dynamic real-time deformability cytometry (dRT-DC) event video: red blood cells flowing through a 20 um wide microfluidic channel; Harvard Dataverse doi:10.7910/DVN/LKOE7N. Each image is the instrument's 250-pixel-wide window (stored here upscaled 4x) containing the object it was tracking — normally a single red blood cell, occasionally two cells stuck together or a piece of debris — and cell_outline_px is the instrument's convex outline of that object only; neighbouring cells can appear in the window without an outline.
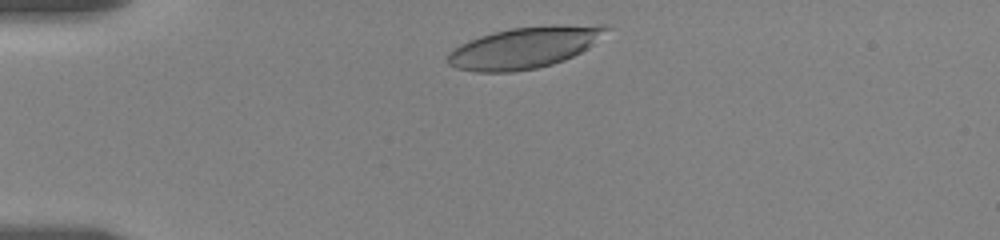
{"species": "human", "species_latin": "Homo sapiens", "temperature_condition": "room temperature", "stored_images_in_passage": 4, "camera_frame_rate_fps": 3000, "um_per_image_px": 0.085, "donor": {"sex": "female"}, "frame": {"image": 1, "passage_image": 2, "time_ms": 0.667, "image_size_px": [1000, 240], "cell_outline_px": [[612, 28], [588, 48], [564, 60], [552, 64], [536, 68], [512, 72], [476, 72], [456, 68], [448, 64], [448, 52], [460, 44], [468, 40], [492, 32], [512, 28], [552, 24], [608, 24]], "centroid_in_image_um": [44.62, 4.02], "position_along_channel_um": 40.4, "area_um2": 38.61}}